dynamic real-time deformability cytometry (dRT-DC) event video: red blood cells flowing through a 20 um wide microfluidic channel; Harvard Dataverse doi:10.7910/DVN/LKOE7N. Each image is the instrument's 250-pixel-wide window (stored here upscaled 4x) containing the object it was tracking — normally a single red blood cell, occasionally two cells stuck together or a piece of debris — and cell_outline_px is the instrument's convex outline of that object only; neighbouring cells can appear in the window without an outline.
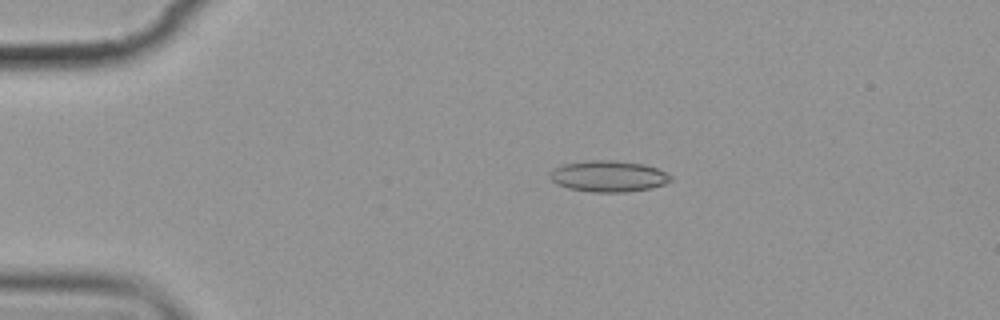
{"species": "common noctule bat (a hibernating species)", "species_latin": "Nyctalus noctula", "temperature_condition": "cold", "stored_images_in_passage": 9, "camera_frame_rate_fps": 3000, "um_per_image_px": 0.085, "animal": {"sex": "female", "body_mass_g": 19.9}, "frame": {"image": 1, "passage_image": 1, "time_ms": 0.0, "image_size_px": [1000, 320], "cell_outline_px": [[672, 180], [664, 184], [652, 188], [624, 192], [592, 192], [568, 188], [556, 184], [548, 176], [548, 172], [552, 168], [564, 164], [588, 160], [612, 160], [644, 164], [656, 168], [672, 176]], "centroid_in_image_um": [51.68, 14.98], "position_along_channel_um": 33.3, "area_um2": 22.08}}
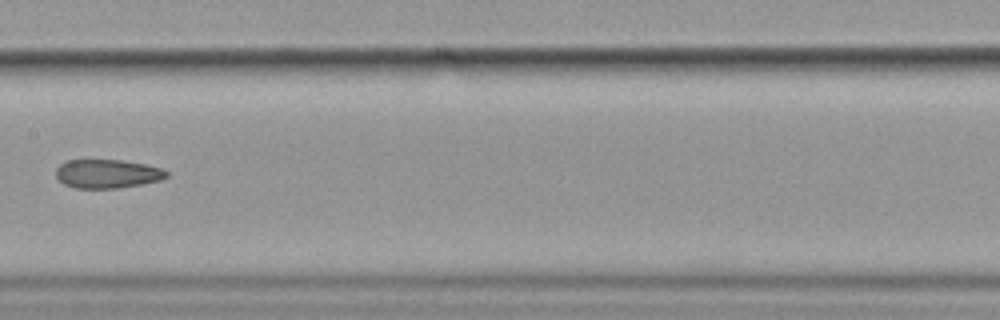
{"frame": {"image": 2, "passage_image": 6, "time_ms": 6.0, "image_size_px": [1000, 320], "cell_outline_px": [[168, 176], [160, 180], [140, 184], [116, 188], [76, 188], [64, 184], [56, 176], [56, 168], [60, 164], [68, 160], [120, 160], [144, 164], [160, 168], [168, 172]], "centroid_in_image_um": [9.1, 14.77], "position_along_channel_um": 198.3, "area_um2": 18.32}}
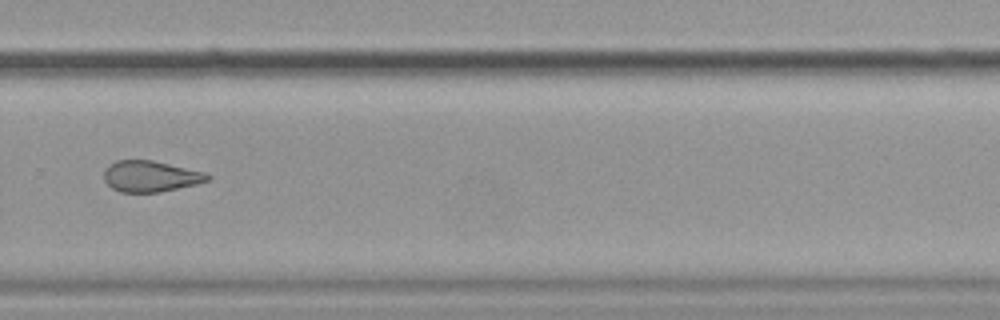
{"frame": {"image": 3, "passage_image": 9, "time_ms": 9.333, "image_size_px": [1000, 320], "cell_outline_px": [[212, 176], [208, 180], [196, 184], [160, 192], [120, 192], [112, 188], [104, 180], [104, 172], [108, 164], [116, 160], [152, 160], [204, 172]], "centroid_in_image_um": [12.77, 14.98], "position_along_channel_um": 317.0, "area_um2": 18.67}}